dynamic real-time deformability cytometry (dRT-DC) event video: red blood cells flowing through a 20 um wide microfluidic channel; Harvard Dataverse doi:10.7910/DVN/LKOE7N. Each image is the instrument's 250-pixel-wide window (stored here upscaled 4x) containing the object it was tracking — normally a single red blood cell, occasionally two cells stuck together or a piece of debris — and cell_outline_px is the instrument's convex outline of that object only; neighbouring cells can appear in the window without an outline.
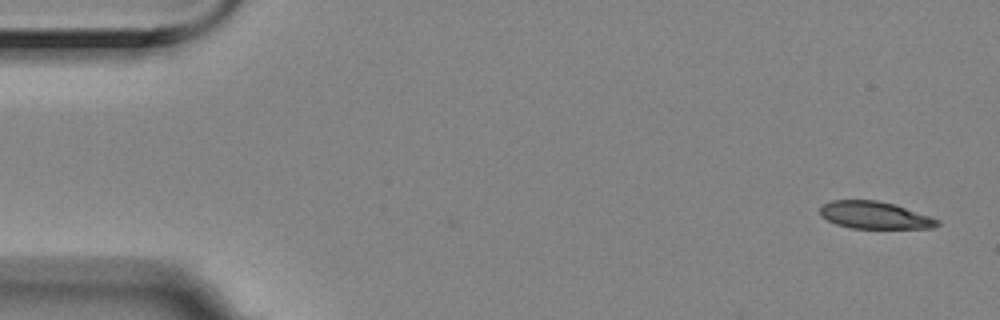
{"species": "Egyptian fruit bat (a non-hibernating species)", "species_latin": "Rousettus aegyptiacus", "temperature_condition": "room temperature", "stored_images_in_passage": 47, "camera_frame_rate_fps": 3000, "um_per_image_px": 0.085, "animal": {"sex": "female"}, "frame": {"image": 1, "passage_image": 1, "time_ms": 0.0, "image_size_px": [1000, 320], "cell_outline_px": [[940, 224], [932, 228], [852, 228], [836, 224], [820, 216], [820, 208], [824, 204], [832, 200], [876, 200], [892, 204], [940, 220]], "centroid_in_image_um": [74.31, 18.29], "position_along_channel_um": 10.7, "area_um2": 18.32}}
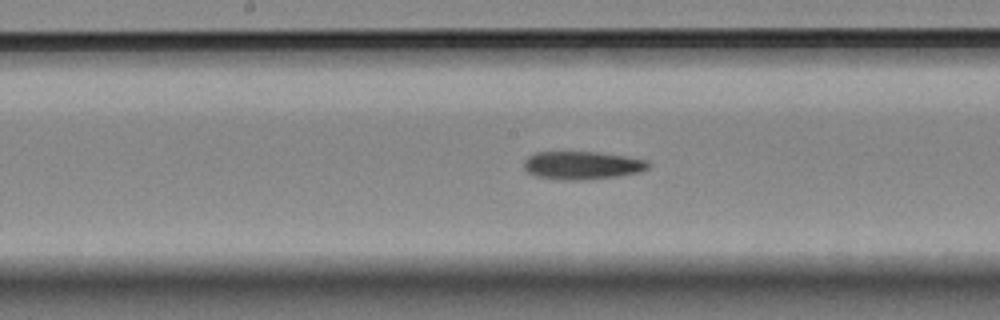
{"frame": {"image": 2, "passage_image": 27, "time_ms": 8.667, "image_size_px": [1000, 320], "cell_outline_px": [[652, 164], [648, 168], [640, 172], [616, 176], [584, 180], [560, 180], [536, 176], [528, 172], [524, 168], [524, 160], [528, 156], [536, 152], [596, 152], [624, 156], [648, 160]], "centroid_in_image_um": [49.49, 14.05], "position_along_channel_um": 198.7, "area_um2": 20.4}}
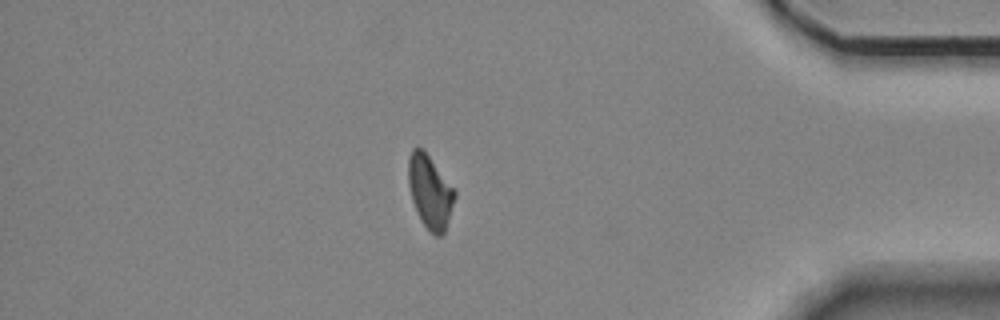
{"frame": {"image": 3, "passage_image": 47, "time_ms": 15.333, "image_size_px": [1000, 320], "cell_outline_px": [[456, 196], [444, 232], [440, 236], [436, 236], [424, 224], [412, 200], [408, 184], [408, 160], [412, 148], [424, 148], [456, 192]], "centroid_in_image_um": [36.54, 16.24], "position_along_channel_um": 398.7, "area_um2": 19.42}, "authors_computed_cell_mechanics": {"area_um2": 20.3456, "velocity_mm_per_s": 3.5286, "shape_relaxation_time_tau1_ms": null, "shape_relaxation_time_tau2_ms": 8.744, "deformation_change_tau1": null, "deformation_change_tau2": 0.2027}}